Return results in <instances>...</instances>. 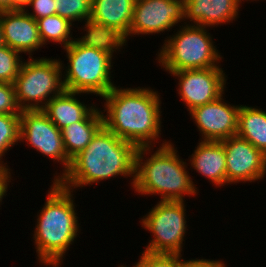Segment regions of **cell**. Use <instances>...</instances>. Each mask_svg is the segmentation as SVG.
Wrapping results in <instances>:
<instances>
[{
    "label": "cell",
    "instance_id": "cell-1",
    "mask_svg": "<svg viewBox=\"0 0 266 267\" xmlns=\"http://www.w3.org/2000/svg\"><path fill=\"white\" fill-rule=\"evenodd\" d=\"M151 87L115 86L103 99V125L119 138L138 147L163 146L161 137L162 98ZM105 100V101H104ZM106 112V113H104ZM157 140L162 141L159 142Z\"/></svg>",
    "mask_w": 266,
    "mask_h": 267
},
{
    "label": "cell",
    "instance_id": "cell-2",
    "mask_svg": "<svg viewBox=\"0 0 266 267\" xmlns=\"http://www.w3.org/2000/svg\"><path fill=\"white\" fill-rule=\"evenodd\" d=\"M136 150L133 143L119 138L103 125L88 146L71 160L69 170L58 182L76 193L77 189L121 176L131 178L132 189Z\"/></svg>",
    "mask_w": 266,
    "mask_h": 267
},
{
    "label": "cell",
    "instance_id": "cell-3",
    "mask_svg": "<svg viewBox=\"0 0 266 267\" xmlns=\"http://www.w3.org/2000/svg\"><path fill=\"white\" fill-rule=\"evenodd\" d=\"M51 183L46 201L37 213L32 238L39 266L61 267L64 256L82 229L74 191L63 187L58 181Z\"/></svg>",
    "mask_w": 266,
    "mask_h": 267
},
{
    "label": "cell",
    "instance_id": "cell-4",
    "mask_svg": "<svg viewBox=\"0 0 266 267\" xmlns=\"http://www.w3.org/2000/svg\"><path fill=\"white\" fill-rule=\"evenodd\" d=\"M121 49L122 43L108 37L84 33L76 38L63 48L67 66L60 59L64 89L104 97L116 86L111 70Z\"/></svg>",
    "mask_w": 266,
    "mask_h": 267
},
{
    "label": "cell",
    "instance_id": "cell-5",
    "mask_svg": "<svg viewBox=\"0 0 266 267\" xmlns=\"http://www.w3.org/2000/svg\"><path fill=\"white\" fill-rule=\"evenodd\" d=\"M156 149L154 152V146L137 148L134 193L140 196L157 194L160 201H186L185 196L198 195L199 189L187 170L190 165L179 156L174 143Z\"/></svg>",
    "mask_w": 266,
    "mask_h": 267
},
{
    "label": "cell",
    "instance_id": "cell-6",
    "mask_svg": "<svg viewBox=\"0 0 266 267\" xmlns=\"http://www.w3.org/2000/svg\"><path fill=\"white\" fill-rule=\"evenodd\" d=\"M176 33L167 34L157 52V63L167 73L222 67L223 56L214 45L208 27L184 24ZM169 35V36H168ZM213 39V40H212Z\"/></svg>",
    "mask_w": 266,
    "mask_h": 267
},
{
    "label": "cell",
    "instance_id": "cell-7",
    "mask_svg": "<svg viewBox=\"0 0 266 267\" xmlns=\"http://www.w3.org/2000/svg\"><path fill=\"white\" fill-rule=\"evenodd\" d=\"M13 85L21 111L42 110L53 97L64 90L60 59H24Z\"/></svg>",
    "mask_w": 266,
    "mask_h": 267
},
{
    "label": "cell",
    "instance_id": "cell-8",
    "mask_svg": "<svg viewBox=\"0 0 266 267\" xmlns=\"http://www.w3.org/2000/svg\"><path fill=\"white\" fill-rule=\"evenodd\" d=\"M186 201H159L140 218L141 227L153 236L143 251L152 254H179L184 252L188 230ZM184 242V243H183Z\"/></svg>",
    "mask_w": 266,
    "mask_h": 267
},
{
    "label": "cell",
    "instance_id": "cell-9",
    "mask_svg": "<svg viewBox=\"0 0 266 267\" xmlns=\"http://www.w3.org/2000/svg\"><path fill=\"white\" fill-rule=\"evenodd\" d=\"M19 142H26L53 162L63 165L60 174L55 171L53 181H58L68 170L71 160L67 157L61 130L42 110H24L20 112Z\"/></svg>",
    "mask_w": 266,
    "mask_h": 267
},
{
    "label": "cell",
    "instance_id": "cell-10",
    "mask_svg": "<svg viewBox=\"0 0 266 267\" xmlns=\"http://www.w3.org/2000/svg\"><path fill=\"white\" fill-rule=\"evenodd\" d=\"M184 22V0H136L129 37L162 34ZM138 35V36H135Z\"/></svg>",
    "mask_w": 266,
    "mask_h": 267
},
{
    "label": "cell",
    "instance_id": "cell-11",
    "mask_svg": "<svg viewBox=\"0 0 266 267\" xmlns=\"http://www.w3.org/2000/svg\"><path fill=\"white\" fill-rule=\"evenodd\" d=\"M225 73L222 67H210L169 74L178 80L177 95L187 111H191L195 107L216 100L226 91L228 75Z\"/></svg>",
    "mask_w": 266,
    "mask_h": 267
},
{
    "label": "cell",
    "instance_id": "cell-12",
    "mask_svg": "<svg viewBox=\"0 0 266 267\" xmlns=\"http://www.w3.org/2000/svg\"><path fill=\"white\" fill-rule=\"evenodd\" d=\"M221 143L225 149L227 185L266 178V156L249 141L233 135Z\"/></svg>",
    "mask_w": 266,
    "mask_h": 267
},
{
    "label": "cell",
    "instance_id": "cell-13",
    "mask_svg": "<svg viewBox=\"0 0 266 267\" xmlns=\"http://www.w3.org/2000/svg\"><path fill=\"white\" fill-rule=\"evenodd\" d=\"M136 0H92L91 17L83 33L122 43L130 33Z\"/></svg>",
    "mask_w": 266,
    "mask_h": 267
},
{
    "label": "cell",
    "instance_id": "cell-14",
    "mask_svg": "<svg viewBox=\"0 0 266 267\" xmlns=\"http://www.w3.org/2000/svg\"><path fill=\"white\" fill-rule=\"evenodd\" d=\"M224 94L225 92L216 100L189 111L190 119H193L200 131L201 140L222 141L237 135L241 105L230 104L224 100Z\"/></svg>",
    "mask_w": 266,
    "mask_h": 267
},
{
    "label": "cell",
    "instance_id": "cell-15",
    "mask_svg": "<svg viewBox=\"0 0 266 267\" xmlns=\"http://www.w3.org/2000/svg\"><path fill=\"white\" fill-rule=\"evenodd\" d=\"M4 45L33 57L35 51L43 46L37 21L25 10H9L0 12Z\"/></svg>",
    "mask_w": 266,
    "mask_h": 267
},
{
    "label": "cell",
    "instance_id": "cell-16",
    "mask_svg": "<svg viewBox=\"0 0 266 267\" xmlns=\"http://www.w3.org/2000/svg\"><path fill=\"white\" fill-rule=\"evenodd\" d=\"M245 1L250 0H184V24L212 30L218 25L233 23L239 18L241 5Z\"/></svg>",
    "mask_w": 266,
    "mask_h": 267
},
{
    "label": "cell",
    "instance_id": "cell-17",
    "mask_svg": "<svg viewBox=\"0 0 266 267\" xmlns=\"http://www.w3.org/2000/svg\"><path fill=\"white\" fill-rule=\"evenodd\" d=\"M188 159L190 168L218 187L227 186L226 156L221 141L198 140Z\"/></svg>",
    "mask_w": 266,
    "mask_h": 267
},
{
    "label": "cell",
    "instance_id": "cell-18",
    "mask_svg": "<svg viewBox=\"0 0 266 267\" xmlns=\"http://www.w3.org/2000/svg\"><path fill=\"white\" fill-rule=\"evenodd\" d=\"M84 93L63 90L59 95L53 97L42 109L53 124L60 130L75 122L83 121L97 106L85 104L80 101ZM78 96V97H77Z\"/></svg>",
    "mask_w": 266,
    "mask_h": 267
},
{
    "label": "cell",
    "instance_id": "cell-19",
    "mask_svg": "<svg viewBox=\"0 0 266 267\" xmlns=\"http://www.w3.org/2000/svg\"><path fill=\"white\" fill-rule=\"evenodd\" d=\"M83 120L65 126L61 129V135L67 157L72 160L83 151L97 131L103 126V116L99 105Z\"/></svg>",
    "mask_w": 266,
    "mask_h": 267
},
{
    "label": "cell",
    "instance_id": "cell-20",
    "mask_svg": "<svg viewBox=\"0 0 266 267\" xmlns=\"http://www.w3.org/2000/svg\"><path fill=\"white\" fill-rule=\"evenodd\" d=\"M237 135L266 156V111L258 106L241 105Z\"/></svg>",
    "mask_w": 266,
    "mask_h": 267
},
{
    "label": "cell",
    "instance_id": "cell-21",
    "mask_svg": "<svg viewBox=\"0 0 266 267\" xmlns=\"http://www.w3.org/2000/svg\"><path fill=\"white\" fill-rule=\"evenodd\" d=\"M36 21L39 35L44 46L53 42L65 48L76 39L72 36L73 32L71 30L74 28L73 24L57 14L46 16Z\"/></svg>",
    "mask_w": 266,
    "mask_h": 267
},
{
    "label": "cell",
    "instance_id": "cell-22",
    "mask_svg": "<svg viewBox=\"0 0 266 267\" xmlns=\"http://www.w3.org/2000/svg\"><path fill=\"white\" fill-rule=\"evenodd\" d=\"M56 14L67 19L73 25L84 21V30L86 31L89 19L91 17L92 0H54Z\"/></svg>",
    "mask_w": 266,
    "mask_h": 267
},
{
    "label": "cell",
    "instance_id": "cell-23",
    "mask_svg": "<svg viewBox=\"0 0 266 267\" xmlns=\"http://www.w3.org/2000/svg\"><path fill=\"white\" fill-rule=\"evenodd\" d=\"M20 135V115L0 114V163L4 162L3 157L13 146L18 145Z\"/></svg>",
    "mask_w": 266,
    "mask_h": 267
},
{
    "label": "cell",
    "instance_id": "cell-24",
    "mask_svg": "<svg viewBox=\"0 0 266 267\" xmlns=\"http://www.w3.org/2000/svg\"><path fill=\"white\" fill-rule=\"evenodd\" d=\"M24 58L7 45L0 47V83L13 84L19 74Z\"/></svg>",
    "mask_w": 266,
    "mask_h": 267
},
{
    "label": "cell",
    "instance_id": "cell-25",
    "mask_svg": "<svg viewBox=\"0 0 266 267\" xmlns=\"http://www.w3.org/2000/svg\"><path fill=\"white\" fill-rule=\"evenodd\" d=\"M140 258L132 267H182L187 261L179 254H152L140 252ZM182 257V258H181Z\"/></svg>",
    "mask_w": 266,
    "mask_h": 267
},
{
    "label": "cell",
    "instance_id": "cell-26",
    "mask_svg": "<svg viewBox=\"0 0 266 267\" xmlns=\"http://www.w3.org/2000/svg\"><path fill=\"white\" fill-rule=\"evenodd\" d=\"M15 98L14 85L10 83H0V114L20 115Z\"/></svg>",
    "mask_w": 266,
    "mask_h": 267
},
{
    "label": "cell",
    "instance_id": "cell-27",
    "mask_svg": "<svg viewBox=\"0 0 266 267\" xmlns=\"http://www.w3.org/2000/svg\"><path fill=\"white\" fill-rule=\"evenodd\" d=\"M30 8L33 9L32 12H29L28 9ZM25 11L27 14L37 20L56 14V7L54 0H29Z\"/></svg>",
    "mask_w": 266,
    "mask_h": 267
},
{
    "label": "cell",
    "instance_id": "cell-28",
    "mask_svg": "<svg viewBox=\"0 0 266 267\" xmlns=\"http://www.w3.org/2000/svg\"><path fill=\"white\" fill-rule=\"evenodd\" d=\"M13 170L10 169V167L6 164L0 163V207L2 205V200L7 195L8 189L10 190V182L13 180ZM12 173V175H11Z\"/></svg>",
    "mask_w": 266,
    "mask_h": 267
},
{
    "label": "cell",
    "instance_id": "cell-29",
    "mask_svg": "<svg viewBox=\"0 0 266 267\" xmlns=\"http://www.w3.org/2000/svg\"><path fill=\"white\" fill-rule=\"evenodd\" d=\"M182 267H227L222 260L195 258L187 260Z\"/></svg>",
    "mask_w": 266,
    "mask_h": 267
},
{
    "label": "cell",
    "instance_id": "cell-30",
    "mask_svg": "<svg viewBox=\"0 0 266 267\" xmlns=\"http://www.w3.org/2000/svg\"><path fill=\"white\" fill-rule=\"evenodd\" d=\"M29 0H9V10H25Z\"/></svg>",
    "mask_w": 266,
    "mask_h": 267
},
{
    "label": "cell",
    "instance_id": "cell-31",
    "mask_svg": "<svg viewBox=\"0 0 266 267\" xmlns=\"http://www.w3.org/2000/svg\"><path fill=\"white\" fill-rule=\"evenodd\" d=\"M9 11V0H0V12Z\"/></svg>",
    "mask_w": 266,
    "mask_h": 267
},
{
    "label": "cell",
    "instance_id": "cell-32",
    "mask_svg": "<svg viewBox=\"0 0 266 267\" xmlns=\"http://www.w3.org/2000/svg\"><path fill=\"white\" fill-rule=\"evenodd\" d=\"M4 45L3 42V34H2V25H1V21H0V47Z\"/></svg>",
    "mask_w": 266,
    "mask_h": 267
},
{
    "label": "cell",
    "instance_id": "cell-33",
    "mask_svg": "<svg viewBox=\"0 0 266 267\" xmlns=\"http://www.w3.org/2000/svg\"><path fill=\"white\" fill-rule=\"evenodd\" d=\"M118 267H127V266H126V264H125V265H122V264H121V265H119ZM130 267H132V266H130Z\"/></svg>",
    "mask_w": 266,
    "mask_h": 267
}]
</instances>
